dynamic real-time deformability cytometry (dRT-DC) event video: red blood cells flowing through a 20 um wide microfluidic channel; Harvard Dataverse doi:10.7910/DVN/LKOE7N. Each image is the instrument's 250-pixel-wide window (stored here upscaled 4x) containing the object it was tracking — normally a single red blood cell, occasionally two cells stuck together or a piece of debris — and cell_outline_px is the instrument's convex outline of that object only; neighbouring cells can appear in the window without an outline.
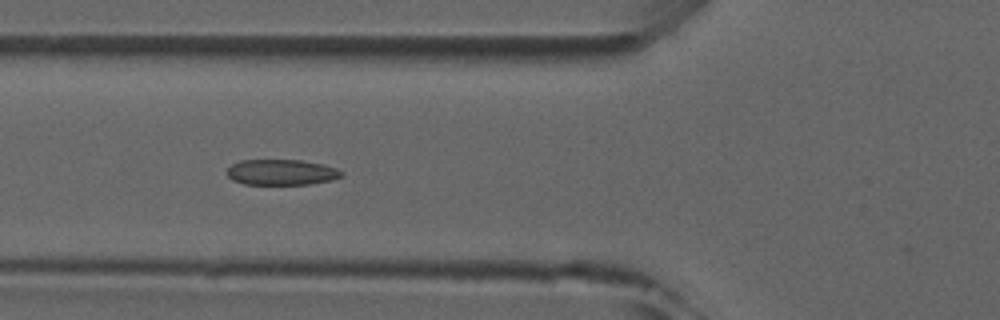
{"species": "common noctule bat (a hibernating species)", "species_latin": "Nyctalus noctula", "temperature_condition": "room temperature", "stored_images_in_passage": 7, "camera_frame_rate_fps": 3000, "um_per_image_px": 0.085, "animal": {"sex": "male", "forearm_length_mm": 52.5}, "frame": {"image": 1, "passage_image": 5, "time_ms": 5.333, "image_size_px": [1000, 320], "cell_outline_px": [[344, 172], [340, 176], [332, 180], [308, 184], [244, 184], [232, 180], [228, 176], [228, 168], [232, 164], [240, 160], [300, 160], [324, 164], [336, 168]], "centroid_in_image_um": [23.92, 14.63], "position_along_channel_um": 101.9, "area_um2": 17.05}}
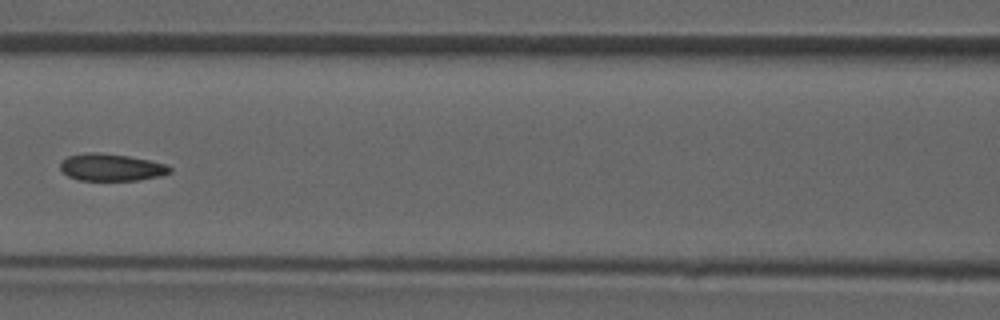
{"frame": {"image": 2, "passage_image": 6, "time_ms": 6.667, "image_size_px": [1000, 320], "cell_outline_px": [[172, 172], [160, 176], [140, 180], [80, 180], [68, 176], [60, 168], [60, 160], [68, 156], [88, 152], [100, 152], [128, 156], [148, 160], [164, 164], [172, 168]], "centroid_in_image_um": [9.44, 14.22], "position_along_channel_um": 157.2, "area_um2": 17.34}}